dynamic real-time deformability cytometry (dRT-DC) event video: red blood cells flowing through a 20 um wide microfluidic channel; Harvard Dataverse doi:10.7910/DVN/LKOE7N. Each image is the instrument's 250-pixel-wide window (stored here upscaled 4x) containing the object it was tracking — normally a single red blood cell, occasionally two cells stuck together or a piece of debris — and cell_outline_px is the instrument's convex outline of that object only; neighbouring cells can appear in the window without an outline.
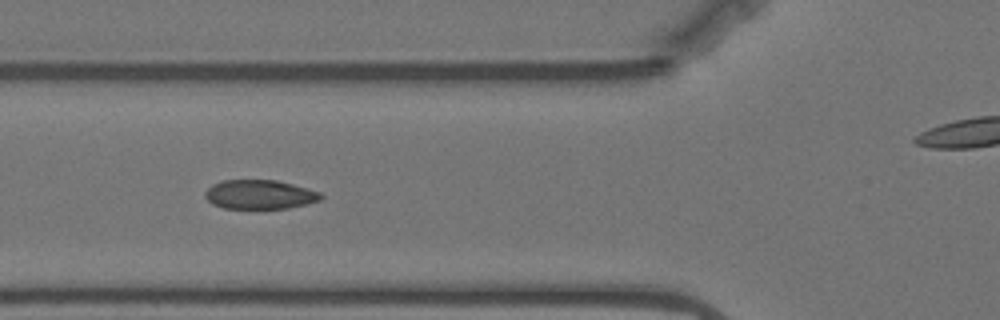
{"species": "Egyptian fruit bat (a non-hibernating species)", "species_latin": "Rousettus aegyptiacus", "temperature_condition": "warm", "stored_images_in_passage": 18, "camera_frame_rate_fps": 3000, "um_per_image_px": 0.085, "animal": {"sex": "female"}, "frame": {"image": 1, "passage_image": 8, "time_ms": 2.333, "image_size_px": [1000, 320], "cell_outline_px": [[324, 196], [320, 200], [288, 208], [224, 208], [212, 204], [204, 196], [204, 192], [212, 184], [224, 180], [276, 180], [292, 184], [320, 192]], "centroid_in_image_um": [22.05, 16.53], "position_along_channel_um": 103.8, "area_um2": 19.54}}
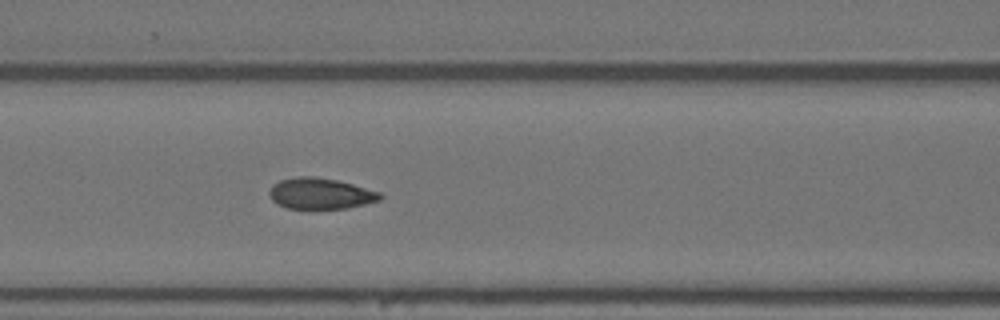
{"frame": {"image": 2, "passage_image": 11, "time_ms": 3.333, "image_size_px": [1000, 320], "cell_outline_px": [[384, 196], [380, 200], [348, 208], [288, 208], [276, 204], [268, 196], [268, 192], [272, 184], [280, 180], [296, 176], [312, 176], [336, 180], [352, 184], [380, 192]], "centroid_in_image_um": [27.2, 16.44], "position_along_channel_um": 139.4, "area_um2": 20.06}}